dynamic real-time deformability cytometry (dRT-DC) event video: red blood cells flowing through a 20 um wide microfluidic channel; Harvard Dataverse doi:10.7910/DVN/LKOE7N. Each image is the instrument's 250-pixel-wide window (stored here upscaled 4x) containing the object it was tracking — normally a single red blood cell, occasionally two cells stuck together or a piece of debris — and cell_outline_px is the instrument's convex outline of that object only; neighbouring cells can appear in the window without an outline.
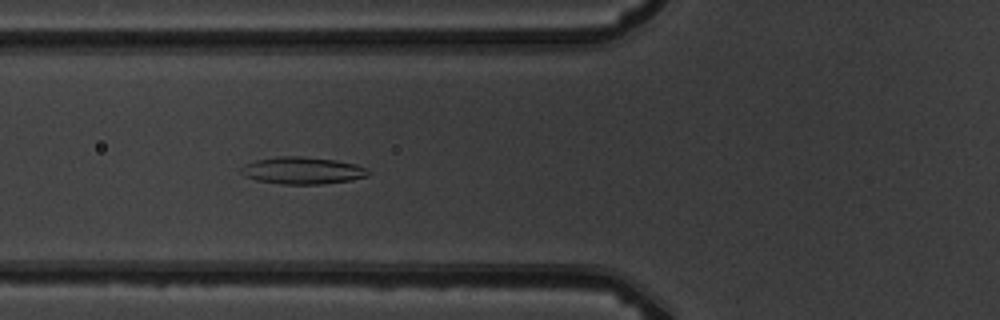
{"species": "common noctule bat (a hibernating species)", "species_latin": "Nyctalus noctula", "temperature_condition": "warm", "stored_images_in_passage": 7, "camera_frame_rate_fps": 3000, "um_per_image_px": 0.085, "animal": {"sex": "male", "body_mass_g": 19.5, "forearm_length_mm": 54.6}, "frame": {"image": 1, "passage_image": 7, "time_ms": 6.667, "image_size_px": [1000, 320], "cell_outline_px": [[368, 176], [352, 180], [324, 184], [280, 184], [256, 180], [244, 176], [240, 172], [240, 168], [244, 164], [256, 160], [276, 156], [304, 156], [336, 160], [356, 164], [368, 168]], "centroid_in_image_um": [25.7, 14.49], "position_along_channel_um": 100.1, "area_um2": 20.35}}